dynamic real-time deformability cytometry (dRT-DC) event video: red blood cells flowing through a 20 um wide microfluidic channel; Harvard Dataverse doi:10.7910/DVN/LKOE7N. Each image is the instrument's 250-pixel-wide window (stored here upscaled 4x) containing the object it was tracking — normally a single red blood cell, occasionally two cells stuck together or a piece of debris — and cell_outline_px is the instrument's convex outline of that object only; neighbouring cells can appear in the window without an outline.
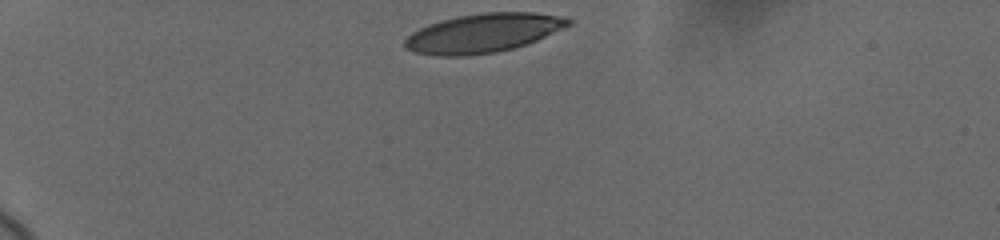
{"species": "human", "species_latin": "Homo sapiens", "temperature_condition": "cold", "stored_images_in_passage": 21, "camera_frame_rate_fps": 3000, "um_per_image_px": 0.085, "donor": {"sex": "female"}, "frame": {"image": 1, "passage_image": 1, "time_ms": 0.0, "image_size_px": [1000, 240], "cell_outline_px": [[572, 24], [536, 40], [516, 48], [496, 52], [468, 56], [436, 56], [412, 52], [404, 48], [404, 40], [412, 32], [428, 24], [460, 16], [484, 12], [532, 12], [568, 16], [572, 20]], "centroid_in_image_um": [41.08, 2.82], "position_along_channel_um": 43.9, "area_um2": 37.34}}
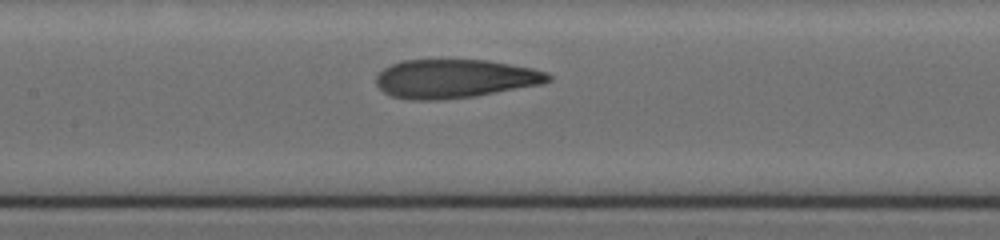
{"frame": {"image": 2, "passage_image": 15, "time_ms": 5.0, "image_size_px": [1000, 240], "cell_outline_px": [[552, 80], [544, 84], [476, 96], [436, 100], [412, 100], [392, 96], [384, 92], [376, 84], [376, 76], [384, 68], [392, 64], [404, 60], [488, 60], [532, 68], [548, 72], [552, 76]], "centroid_in_image_um": [38.71, 6.69], "position_along_channel_um": 168.7, "area_um2": 38.96}}
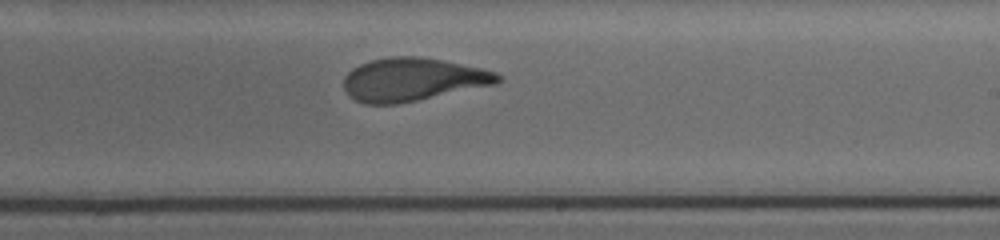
{"frame": {"image": 3, "passage_image": 21, "time_ms": 7.333, "image_size_px": [1000, 240], "cell_outline_px": [[504, 80], [496, 84], [396, 104], [364, 104], [348, 96], [344, 88], [344, 76], [352, 68], [360, 64], [372, 60], [388, 56], [420, 56], [480, 68], [496, 72], [504, 76]], "centroid_in_image_um": [35.07, 6.75], "position_along_channel_um": 253.9, "area_um2": 38.67}}